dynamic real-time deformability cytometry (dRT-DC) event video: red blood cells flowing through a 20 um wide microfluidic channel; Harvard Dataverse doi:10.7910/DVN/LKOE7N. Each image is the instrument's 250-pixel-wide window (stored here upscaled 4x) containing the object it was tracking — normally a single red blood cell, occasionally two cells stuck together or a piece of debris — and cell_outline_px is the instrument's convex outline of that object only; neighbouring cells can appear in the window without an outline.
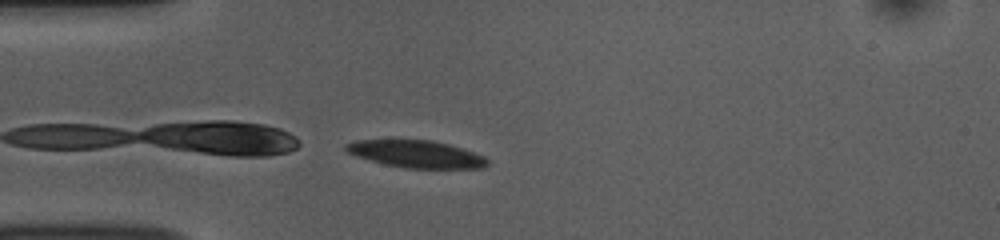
{"species": "common noctule bat (a hibernating species)", "species_latin": "Nyctalus noctula", "temperature_condition": "room temperature", "stored_images_in_passage": 2, "camera_frame_rate_fps": 3000, "um_per_image_px": 0.085, "animal": {"sex": "female", "body_mass_g": 10.0, "forearm_length_mm": 53.1}, "frame": {"image": 1, "passage_image": 2, "time_ms": 0.333, "image_size_px": [1000, 240], "cell_outline_px": [[488, 164], [484, 168], [408, 168], [384, 164], [356, 156], [348, 152], [344, 148], [344, 144], [356, 140], [432, 140], [448, 144], [484, 156], [488, 160]], "centroid_in_image_um": [35.36, 13.09], "position_along_channel_um": 49.6, "area_um2": 22.25}}